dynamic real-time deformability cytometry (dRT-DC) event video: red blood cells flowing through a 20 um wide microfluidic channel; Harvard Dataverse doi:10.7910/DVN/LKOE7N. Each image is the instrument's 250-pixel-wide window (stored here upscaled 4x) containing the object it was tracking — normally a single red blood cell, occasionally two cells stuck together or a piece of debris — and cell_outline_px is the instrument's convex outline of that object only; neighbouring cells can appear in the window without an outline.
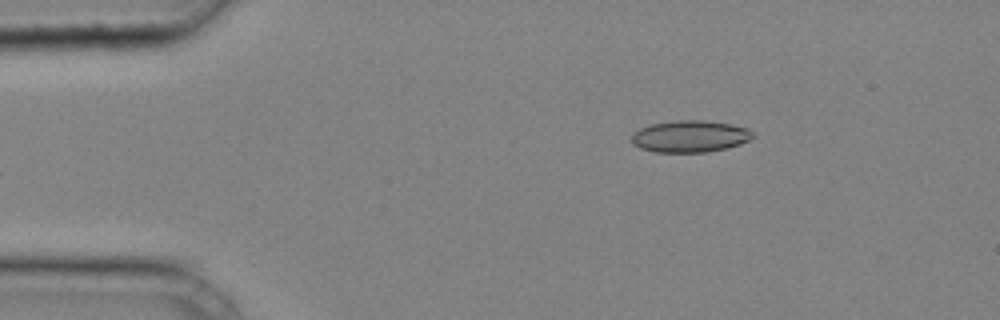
{"species": "common noctule bat (a hibernating species)", "species_latin": "Nyctalus noctula", "temperature_condition": "cold", "stored_images_in_passage": 33, "camera_frame_rate_fps": 3000, "um_per_image_px": 0.085, "animal": {"sex": "male", "body_mass_g": 20.4}, "frame": {"image": 1, "passage_image": 1, "time_ms": 0.0, "image_size_px": [1000, 320], "cell_outline_px": [[756, 136], [740, 144], [728, 148], [708, 152], [656, 152], [640, 148], [632, 144], [632, 136], [640, 128], [652, 124], [676, 120], [704, 120], [732, 124], [748, 128]], "centroid_in_image_um": [58.69, 11.59], "position_along_channel_um": 26.3, "area_um2": 22.54}}
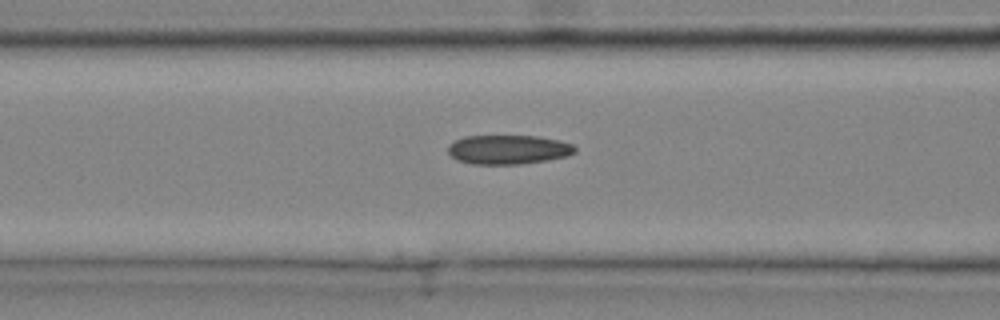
{"frame": {"image": 2, "passage_image": 11, "time_ms": 3.333, "image_size_px": [1000, 320], "cell_outline_px": [[576, 152], [568, 156], [548, 160], [520, 164], [472, 164], [456, 160], [448, 152], [448, 144], [464, 136], [536, 136], [560, 140], [572, 144], [576, 148]], "centroid_in_image_um": [43.21, 12.71], "position_along_channel_um": 123.4, "area_um2": 21.73}}
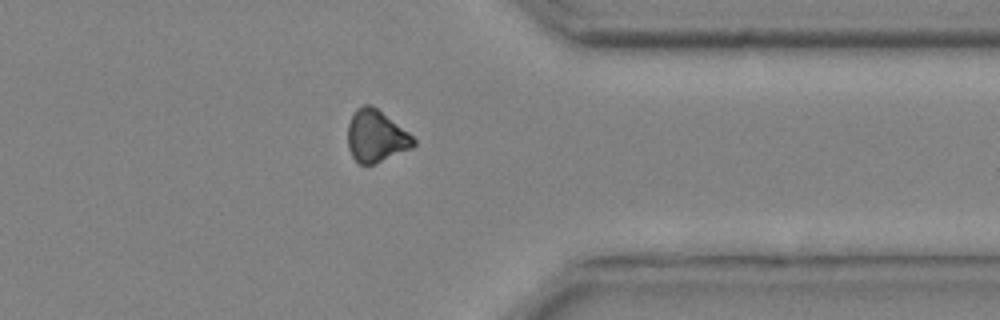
{"frame": {"image": 3, "passage_image": 28, "time_ms": 9.0, "image_size_px": [1000, 320], "cell_outline_px": [[416, 144], [412, 148], [372, 164], [360, 164], [352, 156], [348, 148], [348, 124], [356, 108], [364, 104], [372, 104], [408, 132], [416, 140]], "centroid_in_image_um": [31.95, 11.55], "position_along_channel_um": 379.4, "area_um2": 19.77}}